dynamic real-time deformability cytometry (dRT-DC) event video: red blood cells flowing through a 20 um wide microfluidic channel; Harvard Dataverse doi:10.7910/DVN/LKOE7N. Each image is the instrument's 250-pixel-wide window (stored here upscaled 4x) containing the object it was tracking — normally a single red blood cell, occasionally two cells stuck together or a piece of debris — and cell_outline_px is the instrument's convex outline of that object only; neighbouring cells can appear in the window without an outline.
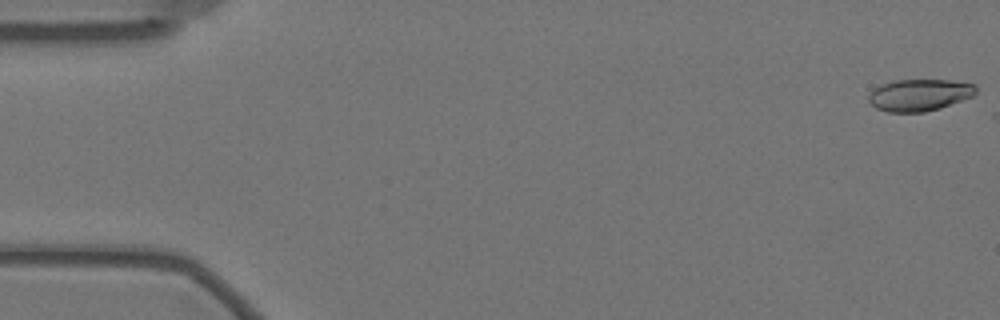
{"species": "Egyptian fruit bat (a non-hibernating species)", "species_latin": "Rousettus aegyptiacus", "temperature_condition": "warm", "stored_images_in_passage": 3, "camera_frame_rate_fps": 3000, "um_per_image_px": 0.085, "animal": {"sex": "female"}, "frame": {"image": 1, "passage_image": 1, "time_ms": 0.0, "image_size_px": [1000, 320], "cell_outline_px": [[976, 92], [972, 96], [940, 108], [924, 112], [888, 112], [876, 108], [868, 100], [868, 96], [880, 84], [896, 80], [948, 80], [976, 84]], "centroid_in_image_um": [78.15, 8.07], "position_along_channel_um": 6.9, "area_um2": 19.77}}